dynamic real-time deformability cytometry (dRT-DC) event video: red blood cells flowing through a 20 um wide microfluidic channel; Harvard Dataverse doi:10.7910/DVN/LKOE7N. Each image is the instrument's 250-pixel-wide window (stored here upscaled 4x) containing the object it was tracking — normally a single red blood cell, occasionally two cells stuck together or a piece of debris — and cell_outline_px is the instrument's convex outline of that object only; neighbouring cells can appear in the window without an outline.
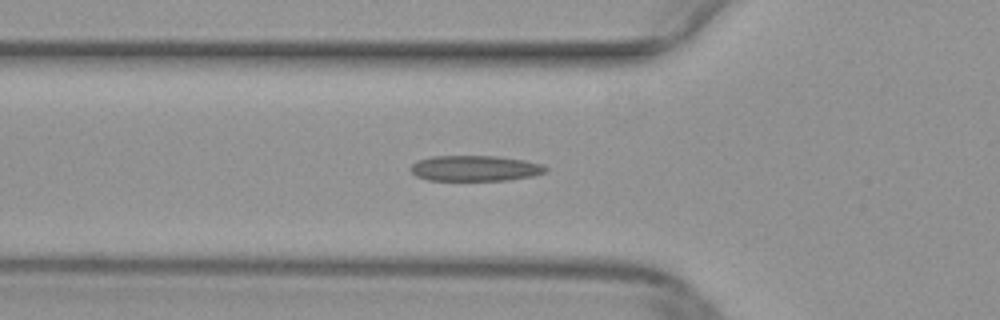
{"species": "common noctule bat (a hibernating species)", "species_latin": "Nyctalus noctula", "temperature_condition": "warm", "stored_images_in_passage": 31, "camera_frame_rate_fps": 3000, "um_per_image_px": 0.085, "animal": {"sex": "female", "body_mass_g": 29.2, "forearm_length_mm": 56.3}, "frame": {"image": 1, "passage_image": 2, "time_ms": 0.333, "image_size_px": [1000, 320], "cell_outline_px": [[548, 172], [536, 176], [508, 180], [428, 180], [416, 176], [408, 168], [416, 160], [432, 156], [496, 156], [524, 160], [540, 164], [548, 168]], "centroid_in_image_um": [40.38, 14.31], "position_along_channel_um": 85.4, "area_um2": 20.35}}
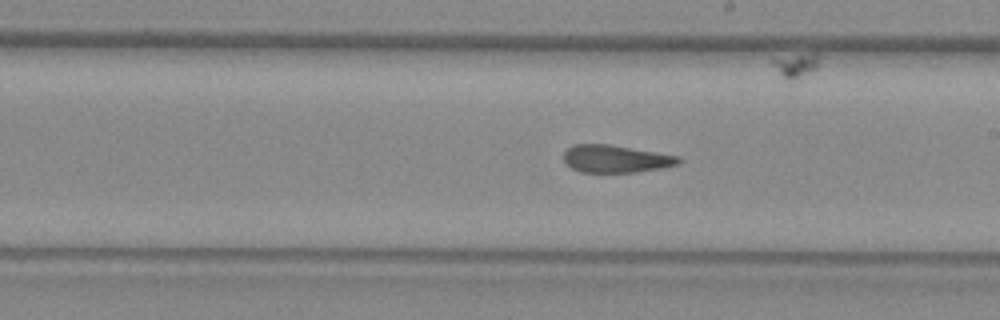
{"frame": {"image": 2, "passage_image": 13, "time_ms": 4.0, "image_size_px": [1000, 320], "cell_outline_px": [[684, 160], [680, 164], [660, 168], [636, 172], [580, 172], [572, 168], [564, 160], [564, 152], [572, 144], [608, 144], [680, 156]], "centroid_in_image_um": [52.37, 13.5], "position_along_channel_um": 236.6, "area_um2": 18.44}}
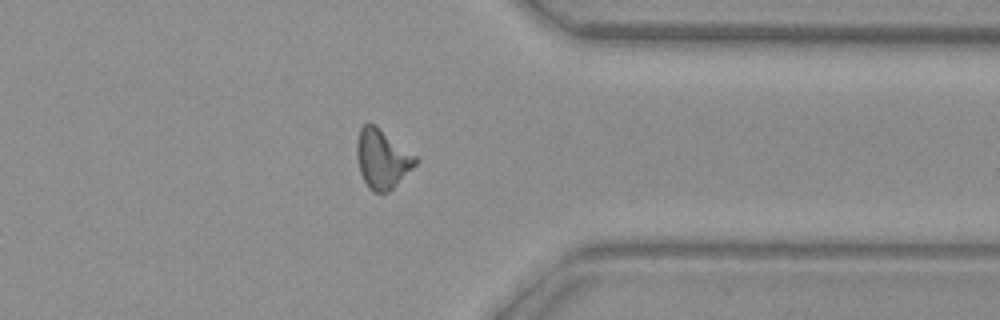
{"frame": {"image": 3, "passage_image": 24, "time_ms": 7.667, "image_size_px": [1000, 320], "cell_outline_px": [[420, 160], [388, 192], [372, 192], [368, 188], [360, 172], [356, 156], [356, 140], [360, 128], [364, 124], [376, 124], [416, 156]], "centroid_in_image_um": [32.46, 13.48], "position_along_channel_um": 378.9, "area_um2": 20.23}}